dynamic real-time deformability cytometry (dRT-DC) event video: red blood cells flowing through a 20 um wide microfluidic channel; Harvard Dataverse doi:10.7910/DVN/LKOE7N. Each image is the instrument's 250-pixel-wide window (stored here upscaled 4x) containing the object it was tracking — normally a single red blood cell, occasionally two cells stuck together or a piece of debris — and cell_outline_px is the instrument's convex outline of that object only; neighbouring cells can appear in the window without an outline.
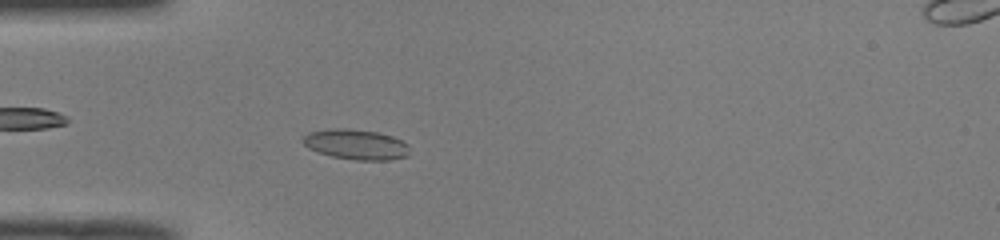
{"species": "common noctule bat (a hibernating species)", "species_latin": "Nyctalus noctula", "temperature_condition": "room temperature", "stored_images_in_passage": 49, "camera_frame_rate_fps": 3000, "um_per_image_px": 0.085, "animal": {"sex": "male", "body_mass_g": 19.0, "forearm_length_mm": 50.8}, "frame": {"image": 1, "passage_image": 13, "time_ms": 4.0, "image_size_px": [1000, 240], "cell_outline_px": [[408, 156], [392, 160], [356, 160], [332, 156], [308, 148], [300, 140], [308, 132], [332, 128], [348, 128], [376, 132], [392, 136], [408, 144]], "centroid_in_image_um": [30.25, 12.27], "position_along_channel_um": 54.8, "area_um2": 18.79}}
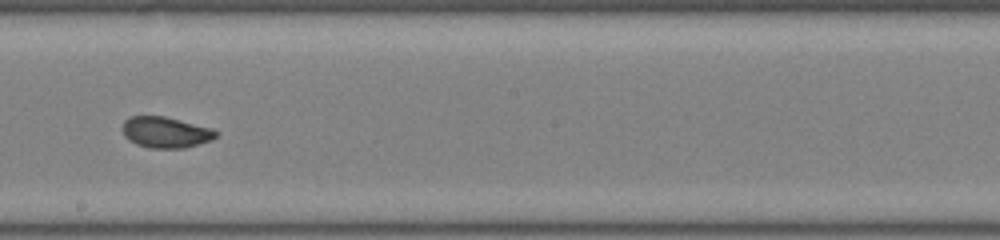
{"frame": {"image": 2, "passage_image": 27, "time_ms": 8.667, "image_size_px": [1000, 240], "cell_outline_px": [[220, 132], [212, 140], [184, 148], [148, 148], [136, 144], [128, 140], [124, 136], [124, 120], [128, 116], [164, 116], [212, 128]], "centroid_in_image_um": [14.09, 11.25], "position_along_channel_um": 234.1, "area_um2": 16.94}}
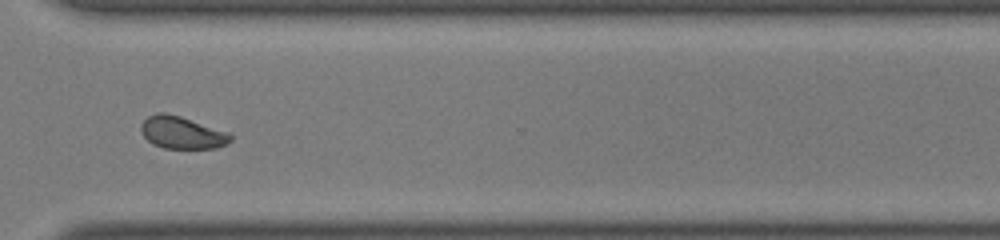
{"frame": {"image": 3, "passage_image": 36, "time_ms": 11.667, "image_size_px": [1000, 240], "cell_outline_px": [[232, 140], [216, 148], [164, 148], [152, 144], [140, 132], [140, 124], [148, 116], [156, 112], [164, 112], [180, 116], [228, 132], [232, 136]], "centroid_in_image_um": [15.42, 11.26], "position_along_channel_um": 355.2, "area_um2": 16.82}, "authors_computed_cell_mechanics": {"area_um2": 17.4556, "velocity_mm_per_s": 4.0064, "shape_relaxation_time_tau1_ms": 3.9892, "shape_relaxation_time_tau2_ms": 0.9306, "deformation_change_tau1": 0.0964, "deformation_change_tau2": 0.0545}}